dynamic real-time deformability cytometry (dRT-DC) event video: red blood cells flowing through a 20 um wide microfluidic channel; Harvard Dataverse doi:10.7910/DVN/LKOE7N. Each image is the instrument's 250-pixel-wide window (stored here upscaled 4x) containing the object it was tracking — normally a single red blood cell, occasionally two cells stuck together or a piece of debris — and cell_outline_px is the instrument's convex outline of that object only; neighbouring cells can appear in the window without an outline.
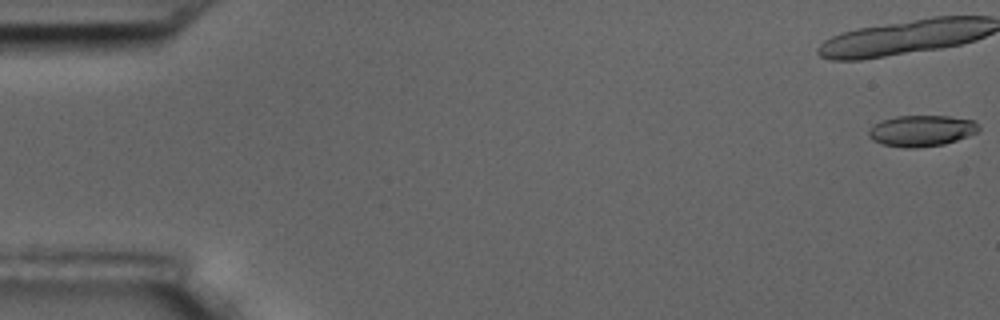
{"species": "common noctule bat (a hibernating species)", "species_latin": "Nyctalus noctula", "temperature_condition": "room temperature", "stored_images_in_passage": 6, "camera_frame_rate_fps": 3000, "um_per_image_px": 0.085, "animal": {"sex": "male", "body_mass_g": 17.5, "forearm_length_mm": 52.3}, "frame": {"image": 1, "passage_image": 1, "time_ms": 0.0, "image_size_px": [1000, 320], "cell_outline_px": [[980, 132], [944, 144], [916, 148], [904, 148], [884, 144], [872, 140], [868, 136], [868, 132], [880, 120], [896, 116], [948, 116], [972, 120], [980, 128]], "centroid_in_image_um": [78.34, 11.12], "position_along_channel_um": 6.7, "area_um2": 19.88}}